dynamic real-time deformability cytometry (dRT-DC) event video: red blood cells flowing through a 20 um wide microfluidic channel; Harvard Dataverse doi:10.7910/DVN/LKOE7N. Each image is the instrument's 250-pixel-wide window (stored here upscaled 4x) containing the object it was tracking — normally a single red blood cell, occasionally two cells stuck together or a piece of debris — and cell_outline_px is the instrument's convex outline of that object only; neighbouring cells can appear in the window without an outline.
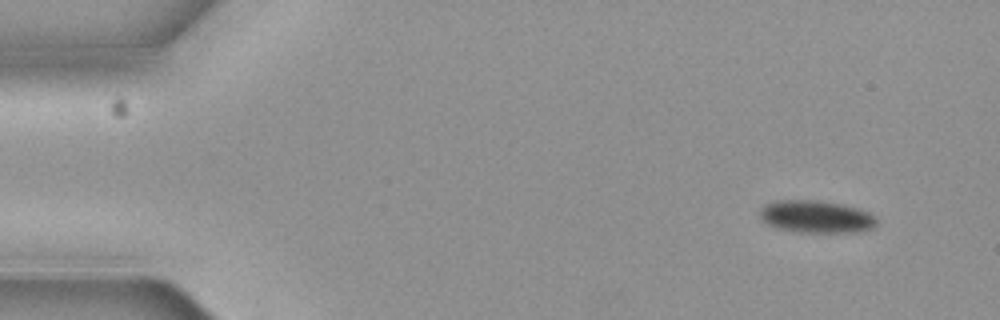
{"species": "common noctule bat (a hibernating species)", "species_latin": "Nyctalus noctula", "temperature_condition": "cold", "stored_images_in_passage": 4, "camera_frame_rate_fps": 3000, "um_per_image_px": 0.085, "animal": {"sex": "female", "body_mass_g": 19.3, "forearm_length_mm": 54.1}, "frame": {"image": 1, "passage_image": 1, "time_ms": 0.0, "image_size_px": [1000, 320], "cell_outline_px": [[876, 224], [872, 228], [844, 232], [808, 232], [780, 228], [768, 224], [760, 216], [760, 208], [764, 204], [776, 200], [820, 200], [844, 204], [860, 208], [876, 216]], "centroid_in_image_um": [69.38, 18.38], "position_along_channel_um": 15.6, "area_um2": 21.85}}